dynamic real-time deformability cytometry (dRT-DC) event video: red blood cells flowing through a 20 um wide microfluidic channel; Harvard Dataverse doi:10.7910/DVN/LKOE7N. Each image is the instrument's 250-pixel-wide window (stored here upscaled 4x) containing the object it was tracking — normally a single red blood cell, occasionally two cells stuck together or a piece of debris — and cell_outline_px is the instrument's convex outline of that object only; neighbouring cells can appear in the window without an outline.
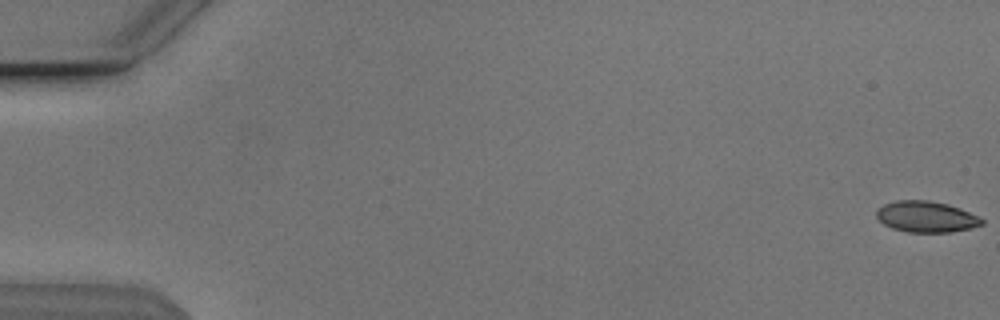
{"species": "Egyptian fruit bat (a non-hibernating species)", "species_latin": "Rousettus aegyptiacus", "temperature_condition": "cold", "stored_images_in_passage": 18, "camera_frame_rate_fps": 3000, "um_per_image_px": 0.085, "animal": {"sex": "male"}, "frame": {"image": 1, "passage_image": 1, "time_ms": 0.0, "image_size_px": [1000, 320], "cell_outline_px": [[984, 224], [972, 228], [952, 232], [908, 232], [892, 228], [884, 224], [876, 216], [876, 212], [884, 204], [896, 200], [928, 200], [948, 204], [960, 208], [980, 216], [984, 220]], "centroid_in_image_um": [78.78, 18.42], "position_along_channel_um": 6.2, "area_um2": 19.19}}